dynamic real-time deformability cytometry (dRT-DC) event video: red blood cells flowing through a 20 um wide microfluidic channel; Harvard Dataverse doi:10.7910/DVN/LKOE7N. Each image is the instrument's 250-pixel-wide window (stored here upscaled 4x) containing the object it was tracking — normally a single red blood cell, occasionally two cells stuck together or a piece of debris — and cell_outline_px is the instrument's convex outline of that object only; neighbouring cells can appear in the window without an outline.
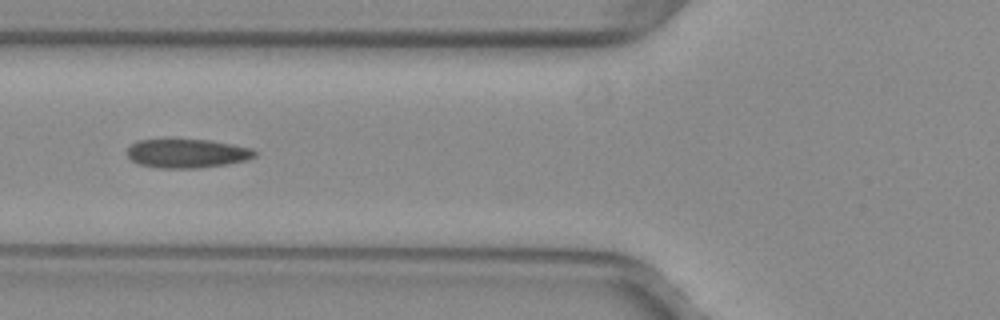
{"species": "common noctule bat (a hibernating species)", "species_latin": "Nyctalus noctula", "temperature_condition": "warm", "stored_images_in_passage": 36, "camera_frame_rate_fps": 3000, "um_per_image_px": 0.085, "animal": {"sex": "female", "body_mass_g": 29.2, "forearm_length_mm": 56.3}, "frame": {"image": 1, "passage_image": 6, "time_ms": 1.667, "image_size_px": [1000, 320], "cell_outline_px": [[256, 156], [248, 160], [228, 164], [200, 168], [156, 168], [140, 164], [132, 160], [128, 156], [128, 148], [136, 140], [212, 140], [252, 148], [256, 152]], "centroid_in_image_um": [15.94, 13.05], "position_along_channel_um": 109.9, "area_um2": 21.5}}